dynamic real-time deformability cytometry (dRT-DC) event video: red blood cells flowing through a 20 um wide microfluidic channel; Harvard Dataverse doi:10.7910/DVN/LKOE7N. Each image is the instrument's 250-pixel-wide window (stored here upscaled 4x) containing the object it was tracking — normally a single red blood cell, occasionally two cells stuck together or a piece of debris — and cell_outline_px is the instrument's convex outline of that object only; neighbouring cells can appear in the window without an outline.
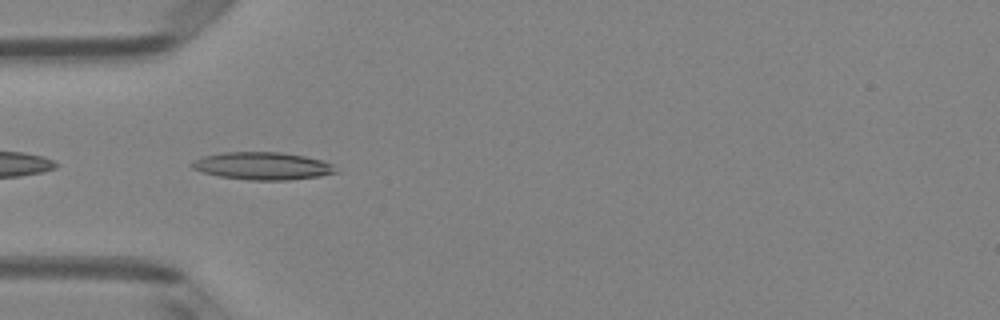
{"species": "Egyptian fruit bat (a non-hibernating species)", "species_latin": "Rousettus aegyptiacus", "temperature_condition": "room temperature", "stored_images_in_passage": 36, "camera_frame_rate_fps": 3000, "um_per_image_px": 0.085, "animal": {"sex": "female"}, "frame": {"image": 1, "passage_image": 2, "time_ms": 0.333, "image_size_px": [1000, 320], "cell_outline_px": [[340, 172], [320, 176], [288, 180], [248, 180], [220, 176], [204, 172], [192, 168], [188, 164], [204, 156], [224, 152], [280, 152], [304, 156], [320, 160], [332, 164]], "centroid_in_image_um": [22.34, 14.11], "position_along_channel_um": 62.7, "area_um2": 23.0}}
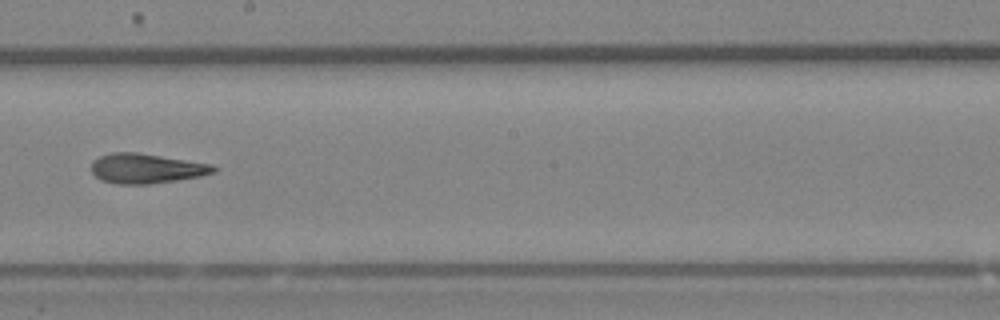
{"frame": {"image": 2, "passage_image": 15, "time_ms": 4.667, "image_size_px": [1000, 320], "cell_outline_px": [[216, 172], [200, 176], [152, 184], [116, 184], [100, 180], [92, 172], [92, 160], [100, 156], [112, 152], [136, 152], [212, 164], [216, 168]], "centroid_in_image_um": [12.41, 14.32], "position_along_channel_um": 235.8, "area_um2": 21.21}}
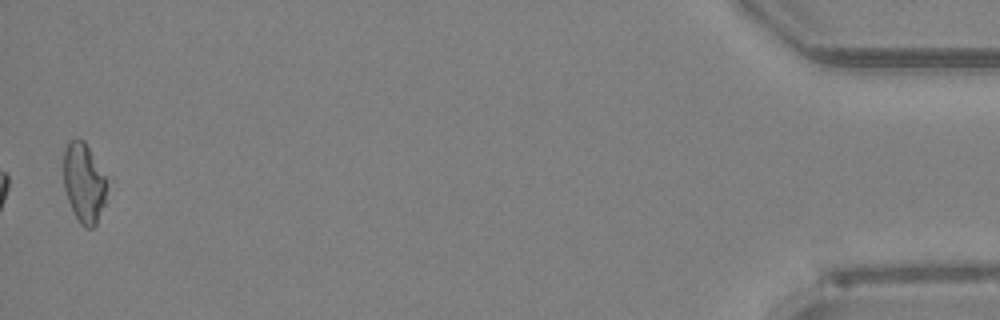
{"frame": {"image": 3, "passage_image": 36, "time_ms": 11.667, "image_size_px": [1000, 320], "cell_outline_px": [[112, 180], [104, 204], [96, 224], [92, 228], [84, 228], [80, 224], [68, 200], [64, 188], [64, 152], [68, 144], [72, 140], [84, 140], [112, 176]], "centroid_in_image_um": [7.25, 15.51], "position_along_channel_um": 427.9, "area_um2": 21.21}, "authors_computed_cell_mechanics": {"area_um2": 21.1837, "velocity_mm_per_s": 4.0322, "shape_relaxation_time_tau1_ms": 3.6452, "shape_relaxation_time_tau2_ms": 3.0848, "deformation_change_tau1": 0.1412, "deformation_change_tau2": 0.1408}}